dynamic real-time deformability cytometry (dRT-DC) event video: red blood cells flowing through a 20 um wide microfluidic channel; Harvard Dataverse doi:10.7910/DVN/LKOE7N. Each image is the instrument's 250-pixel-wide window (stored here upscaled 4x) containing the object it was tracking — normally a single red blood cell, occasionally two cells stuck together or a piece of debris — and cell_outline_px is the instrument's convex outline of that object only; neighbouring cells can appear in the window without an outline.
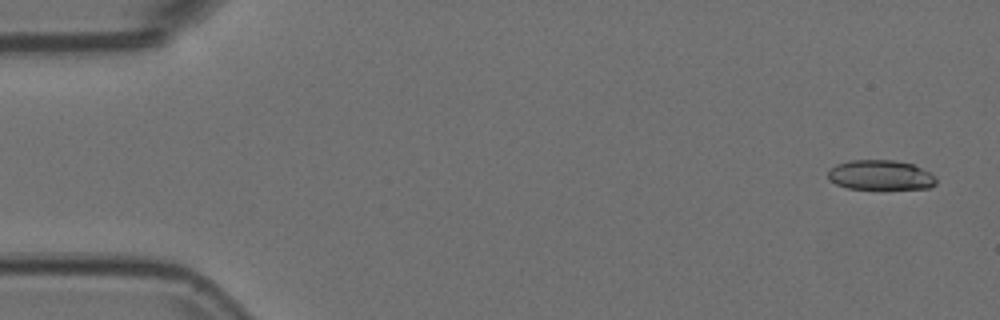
{"species": "Egyptian fruit bat (a non-hibernating species)", "species_latin": "Rousettus aegyptiacus", "temperature_condition": "room temperature", "stored_images_in_passage": 14, "camera_frame_rate_fps": 3000, "um_per_image_px": 0.085, "animal": {"sex": "female"}, "frame": {"image": 1, "passage_image": 3, "time_ms": 0.667, "image_size_px": [1000, 320], "cell_outline_px": [[936, 184], [928, 188], [848, 188], [836, 184], [828, 180], [828, 172], [836, 164], [852, 160], [892, 160], [912, 164], [932, 172], [936, 176]], "centroid_in_image_um": [74.86, 14.87], "position_along_channel_um": 10.1, "area_um2": 18.67}}